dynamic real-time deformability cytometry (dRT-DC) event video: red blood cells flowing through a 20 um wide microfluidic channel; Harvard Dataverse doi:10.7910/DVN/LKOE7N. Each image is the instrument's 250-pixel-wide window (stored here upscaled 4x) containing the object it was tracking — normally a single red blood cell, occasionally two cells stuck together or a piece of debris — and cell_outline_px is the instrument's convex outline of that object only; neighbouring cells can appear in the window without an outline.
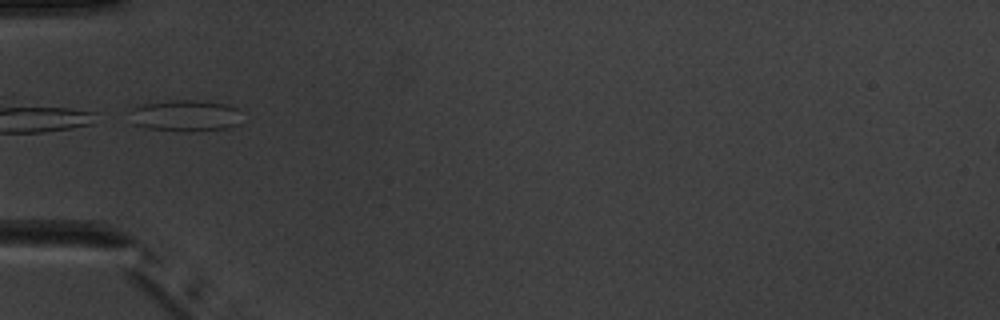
{"species": "common noctule bat (a hibernating species)", "species_latin": "Nyctalus noctula", "temperature_condition": "warm", "stored_images_in_passage": 1, "camera_frame_rate_fps": 3000, "um_per_image_px": 0.085, "animal": {"sex": "male", "body_mass_g": 20.1, "forearm_length_mm": 53.5}, "frame": {"image": 1, "passage_image": 1, "time_ms": 0.0, "image_size_px": [1000, 320], "cell_outline_px": [[240, 124], [228, 128], [192, 132], [184, 132], [148, 128], [132, 124], [132, 108], [144, 104], [172, 100], [196, 100], [228, 104], [236, 108]], "centroid_in_image_um": [15.76, 9.84], "position_along_channel_um": 69.2, "area_um2": 20.52}}